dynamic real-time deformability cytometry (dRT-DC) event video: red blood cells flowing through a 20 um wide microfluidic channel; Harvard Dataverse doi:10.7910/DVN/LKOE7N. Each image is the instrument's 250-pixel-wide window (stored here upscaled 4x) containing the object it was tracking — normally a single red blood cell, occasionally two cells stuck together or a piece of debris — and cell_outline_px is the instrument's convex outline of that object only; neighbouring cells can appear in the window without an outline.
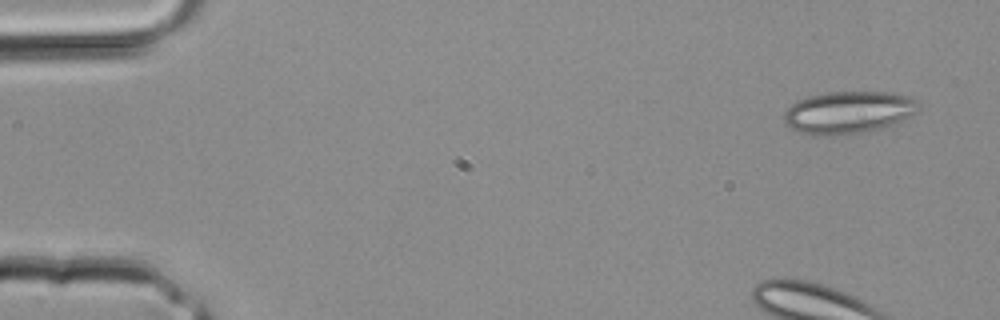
{"species": "common noctule bat (a hibernating species)", "species_latin": "Nyctalus noctula", "temperature_condition": "room temperature", "stored_images_in_passage": 2, "camera_frame_rate_fps": 3000, "um_per_image_px": 0.085, "animal": {"sex": "male", "body_mass_g": 20.4}, "frame": {"image": 1, "passage_image": 1, "time_ms": 0.0, "image_size_px": [1000, 320], "cell_outline_px": [[920, 112], [896, 124], [864, 132], [828, 136], [800, 132], [792, 128], [784, 120], [784, 112], [796, 100], [808, 96], [828, 92], [892, 92], [908, 96], [916, 100], [920, 104]], "centroid_in_image_um": [72.18, 9.54], "position_along_channel_um": 12.8, "area_um2": 33.41}}